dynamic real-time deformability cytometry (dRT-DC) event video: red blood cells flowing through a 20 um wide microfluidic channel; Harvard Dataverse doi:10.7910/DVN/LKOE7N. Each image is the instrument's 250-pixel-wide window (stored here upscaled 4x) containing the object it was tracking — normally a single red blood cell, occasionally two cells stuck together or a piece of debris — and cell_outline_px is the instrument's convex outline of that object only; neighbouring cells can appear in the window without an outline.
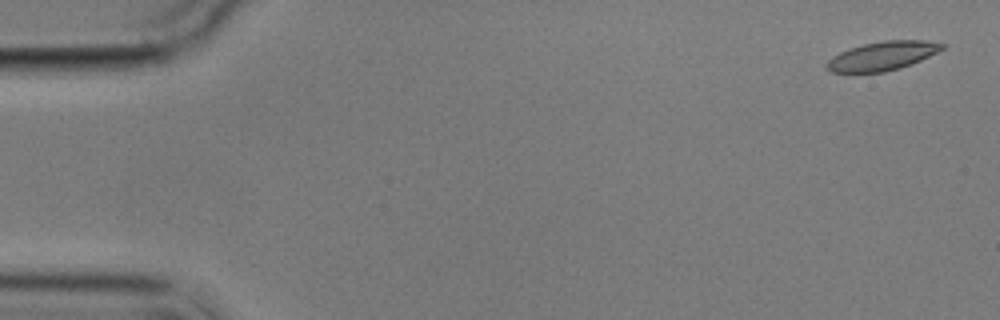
{"species": "common noctule bat (a hibernating species)", "species_latin": "Nyctalus noctula", "temperature_condition": "cold", "stored_images_in_passage": 6, "camera_frame_rate_fps": 3000, "um_per_image_px": 0.085, "animal": {"sex": "male", "body_mass_g": 17.9}, "frame": {"image": 1, "passage_image": 1, "time_ms": 0.0, "image_size_px": [1000, 320], "cell_outline_px": [[948, 44], [944, 48], [912, 64], [900, 68], [884, 72], [832, 72], [824, 64], [832, 56], [840, 52], [864, 44], [884, 40], [928, 40]], "centroid_in_image_um": [75.03, 4.74], "position_along_channel_um": 10.0, "area_um2": 19.31}}
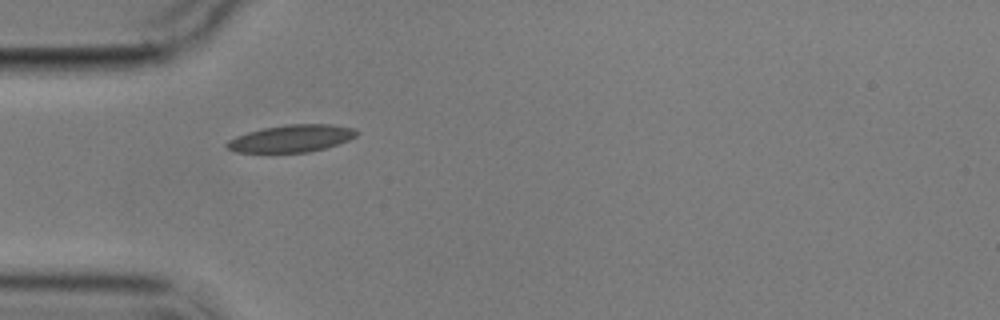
{"frame": {"image": 2, "passage_image": 5, "time_ms": 5.0, "image_size_px": [1000, 320], "cell_outline_px": [[360, 132], [356, 136], [348, 140], [324, 148], [308, 152], [236, 152], [224, 148], [224, 144], [228, 140], [236, 136], [248, 132], [264, 128], [288, 124], [332, 124], [356, 128]], "centroid_in_image_um": [24.76, 11.76], "position_along_channel_um": 60.2, "area_um2": 20.63}}
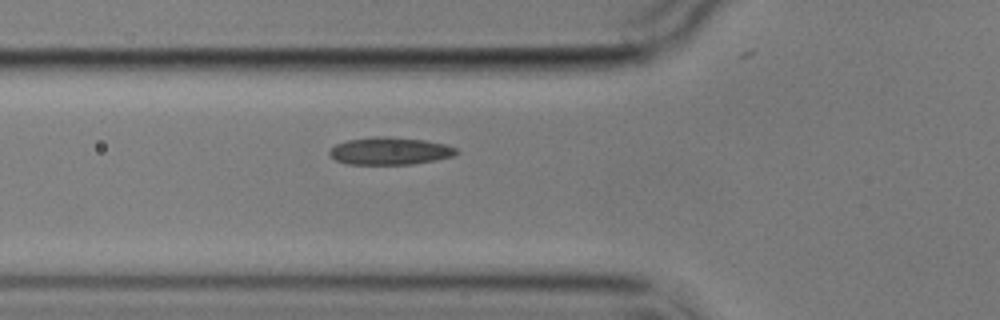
{"frame": {"image": 3, "passage_image": 6, "time_ms": 6.0, "image_size_px": [1000, 320], "cell_outline_px": [[460, 152], [452, 156], [436, 160], [412, 164], [348, 164], [336, 160], [328, 152], [336, 144], [348, 140], [376, 136], [388, 136], [424, 140], [444, 144], [456, 148]], "centroid_in_image_um": [33.16, 12.83], "position_along_channel_um": 92.6, "area_um2": 20.17}}